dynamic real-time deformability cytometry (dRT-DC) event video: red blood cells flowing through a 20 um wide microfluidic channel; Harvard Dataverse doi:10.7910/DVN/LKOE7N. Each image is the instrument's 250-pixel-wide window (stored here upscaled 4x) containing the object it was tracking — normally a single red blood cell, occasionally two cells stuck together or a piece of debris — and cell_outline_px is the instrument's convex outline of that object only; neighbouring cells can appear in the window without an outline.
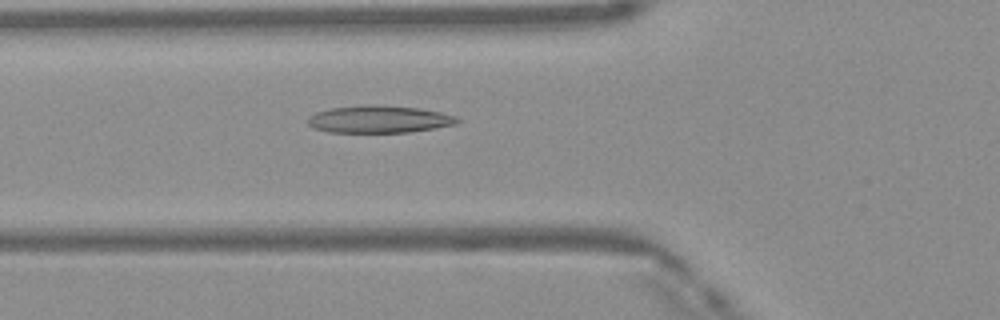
{"species": "Egyptian fruit bat (a non-hibernating species)", "species_latin": "Rousettus aegyptiacus", "temperature_condition": "warm", "stored_images_in_passage": 41, "camera_frame_rate_fps": 3000, "um_per_image_px": 0.085, "frame": {"image": 1, "passage_image": 10, "time_ms": 3.0, "image_size_px": [1000, 320], "cell_outline_px": [[460, 120], [456, 124], [408, 132], [328, 132], [312, 128], [308, 124], [308, 116], [316, 112], [328, 108], [420, 108], [440, 112], [456, 116]], "centroid_in_image_um": [32.2, 10.19], "position_along_channel_um": 93.6, "area_um2": 22.48}}
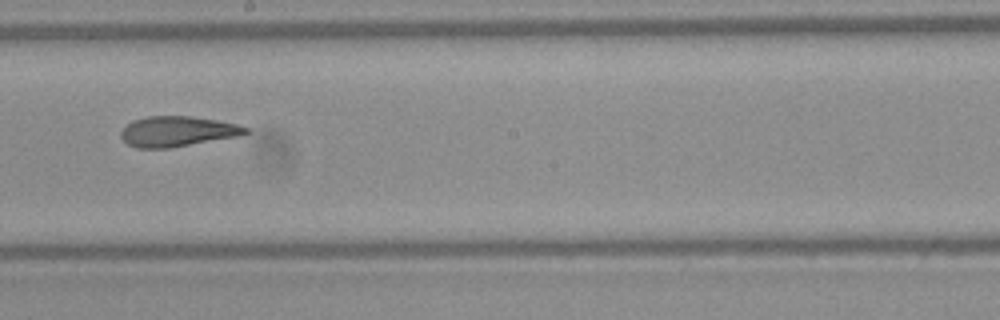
{"frame": {"image": 2, "passage_image": 20, "time_ms": 6.333, "image_size_px": [1000, 320], "cell_outline_px": [[252, 132], [240, 136], [168, 148], [136, 148], [128, 144], [120, 136], [120, 132], [132, 120], [148, 116], [188, 116], [216, 120], [236, 124], [248, 128]], "centroid_in_image_um": [15.09, 11.17], "position_along_channel_um": 233.1, "area_um2": 21.96}}
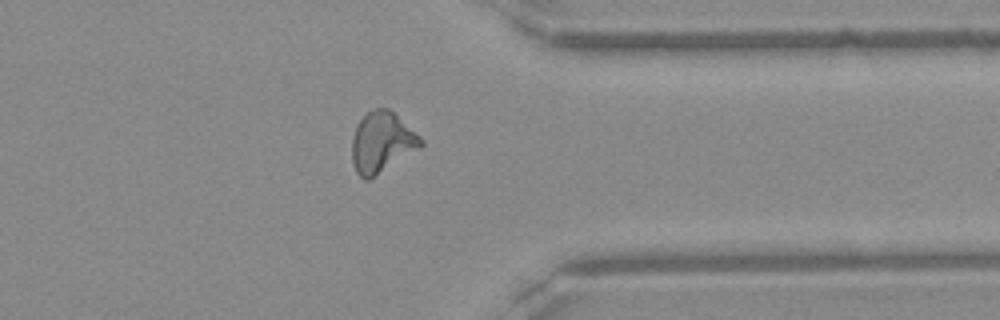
{"frame": {"image": 3, "passage_image": 31, "time_ms": 10.0, "image_size_px": [1000, 320], "cell_outline_px": [[424, 144], [420, 148], [368, 180], [364, 180], [356, 172], [352, 160], [352, 136], [356, 124], [368, 112], [376, 108], [388, 108], [420, 136], [424, 140]], "centroid_in_image_um": [32.44, 12.1], "position_along_channel_um": 379.0, "area_um2": 24.1}, "authors_computed_cell_mechanics": {"area_um2": 23.0044, "velocity_mm_per_s": 4.1576, "shape_relaxation_time_tau1_ms": null, "shape_relaxation_time_tau2_ms": 2.1678, "deformation_change_tau1": null, "deformation_change_tau2": 0.1147}}